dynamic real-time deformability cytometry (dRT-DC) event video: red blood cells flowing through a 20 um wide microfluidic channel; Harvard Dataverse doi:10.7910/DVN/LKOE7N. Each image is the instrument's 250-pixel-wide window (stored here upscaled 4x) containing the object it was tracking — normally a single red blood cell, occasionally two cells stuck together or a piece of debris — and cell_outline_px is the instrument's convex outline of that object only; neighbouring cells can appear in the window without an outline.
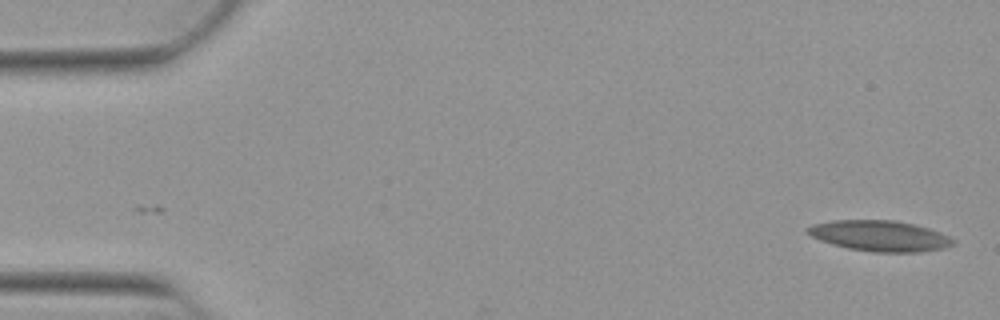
{"species": "Egyptian fruit bat (a non-hibernating species)", "species_latin": "Rousettus aegyptiacus", "temperature_condition": "warm", "stored_images_in_passage": 53, "camera_frame_rate_fps": 3000, "um_per_image_px": 0.085, "animal": {"sex": "female"}, "frame": {"image": 1, "passage_image": 1, "time_ms": 0.0, "image_size_px": [1000, 320], "cell_outline_px": [[956, 244], [944, 248], [920, 252], [872, 252], [848, 248], [832, 244], [820, 240], [804, 232], [804, 228], [812, 224], [832, 220], [892, 220], [912, 224], [928, 228], [948, 236], [956, 240]], "centroid_in_image_um": [74.75, 20.05], "position_along_channel_um": 10.3, "area_um2": 26.13}}
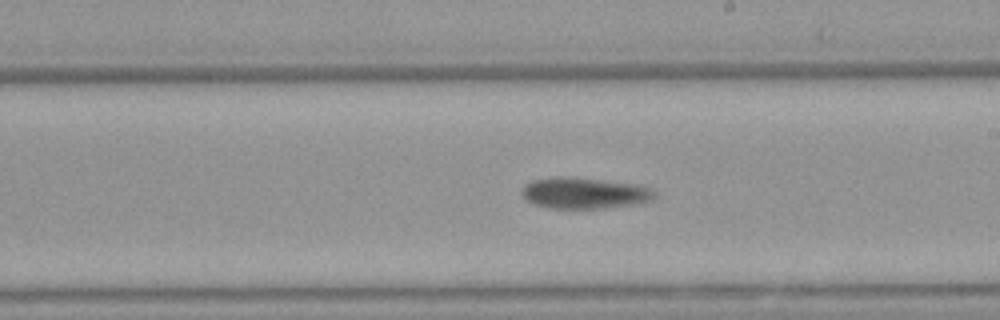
{"frame": {"image": 2, "passage_image": 30, "time_ms": 9.667, "image_size_px": [1000, 320], "cell_outline_px": [[656, 196], [652, 200], [636, 204], [604, 208], [548, 208], [536, 204], [520, 196], [520, 192], [524, 184], [532, 180], [552, 176], [572, 176], [636, 184], [652, 188], [656, 192]], "centroid_in_image_um": [49.65, 16.39], "position_along_channel_um": 239.3, "area_um2": 24.51}}
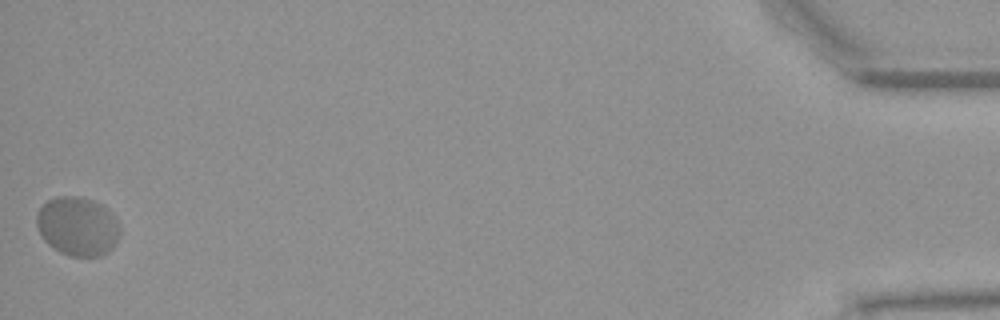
{"frame": {"image": 3, "passage_image": 53, "time_ms": 17.333, "image_size_px": [1000, 320], "cell_outline_px": [[120, 236], [116, 244], [112, 248], [100, 256], [72, 256], [60, 252], [48, 244], [40, 236], [36, 224], [36, 216], [40, 208], [48, 200], [56, 196], [76, 196], [92, 200], [104, 204], [116, 220], [120, 228]], "centroid_in_image_um": [6.6, 19.23], "position_along_channel_um": 428.6, "area_um2": 28.78}, "authors_computed_cell_mechanics": {"area_um2": 25.0852, "velocity_mm_per_s": 3.7464, "shape_relaxation_time_tau1_ms": null, "shape_relaxation_time_tau2_ms": 1.9687, "deformation_change_tau1": null, "deformation_change_tau2": 0.0325}}